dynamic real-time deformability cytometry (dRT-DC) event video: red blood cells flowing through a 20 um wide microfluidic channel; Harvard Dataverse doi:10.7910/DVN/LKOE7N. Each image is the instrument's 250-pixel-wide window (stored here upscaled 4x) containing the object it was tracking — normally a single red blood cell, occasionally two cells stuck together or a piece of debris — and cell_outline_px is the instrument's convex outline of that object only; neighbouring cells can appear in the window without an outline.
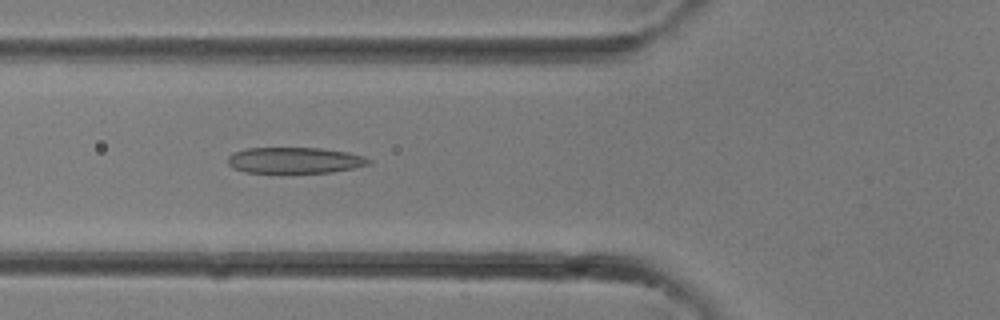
{"species": "common noctule bat (a hibernating species)", "species_latin": "Nyctalus noctula", "temperature_condition": "room temperature", "stored_images_in_passage": 32, "camera_frame_rate_fps": 3000, "um_per_image_px": 0.085, "animal": {"sex": "female"}, "frame": {"image": 1, "passage_image": 12, "time_ms": 3.667, "image_size_px": [1000, 320], "cell_outline_px": [[372, 164], [332, 172], [244, 172], [232, 168], [228, 164], [228, 156], [232, 152], [248, 148], [320, 148], [348, 152], [364, 156], [372, 160]], "centroid_in_image_um": [25.05, 13.62], "position_along_channel_um": 100.7, "area_um2": 21.39}}
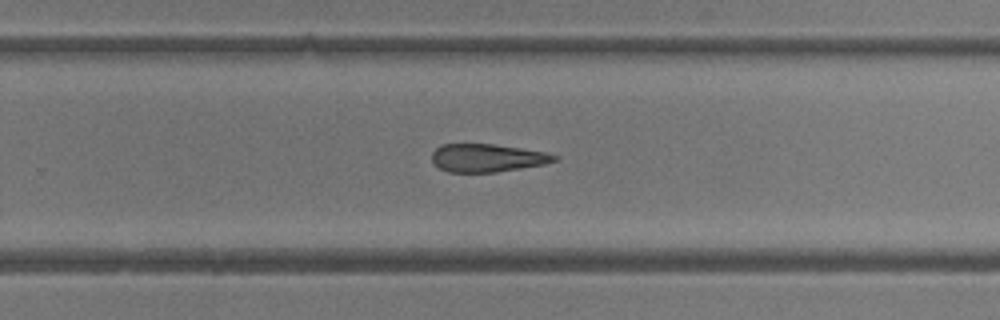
{"frame": {"image": 2, "passage_image": 21, "time_ms": 6.667, "image_size_px": [1000, 320], "cell_outline_px": [[556, 160], [544, 164], [496, 172], [448, 172], [440, 168], [432, 160], [432, 152], [440, 144], [496, 144], [544, 152], [556, 156]], "centroid_in_image_um": [41.37, 13.42], "position_along_channel_um": 288.4, "area_um2": 19.77}}
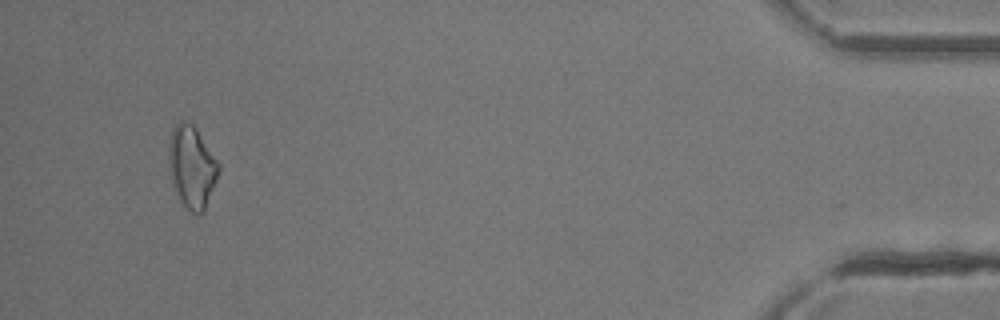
{"frame": {"image": 3, "passage_image": 31, "time_ms": 10.0, "image_size_px": [1000, 320], "cell_outline_px": [[220, 168], [204, 212], [200, 216], [192, 212], [176, 196], [172, 184], [168, 164], [168, 148], [172, 128], [180, 120], [184, 120], [192, 124], [196, 128], [220, 164]], "centroid_in_image_um": [16.28, 14.18], "position_along_channel_um": 418.9, "area_um2": 23.99}}